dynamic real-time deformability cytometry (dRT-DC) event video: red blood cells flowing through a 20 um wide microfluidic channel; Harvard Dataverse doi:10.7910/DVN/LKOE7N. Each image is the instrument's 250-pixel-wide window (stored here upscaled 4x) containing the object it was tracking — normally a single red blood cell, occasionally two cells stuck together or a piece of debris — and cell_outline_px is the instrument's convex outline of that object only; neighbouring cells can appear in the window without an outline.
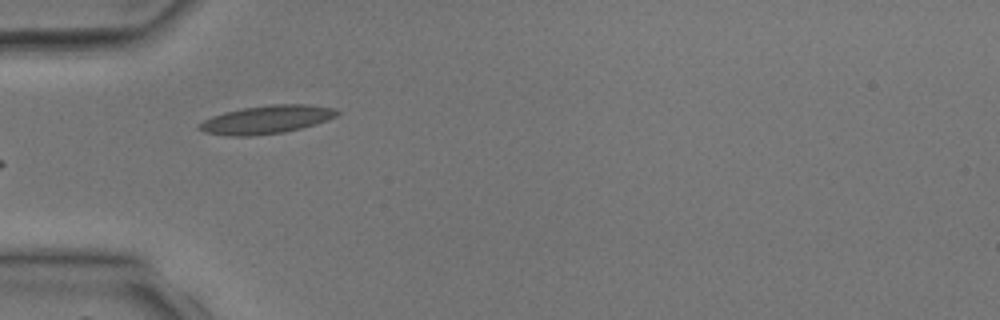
{"species": "common noctule bat (a hibernating species)", "species_latin": "Nyctalus noctula", "temperature_condition": "room temperature", "stored_images_in_passage": 4, "camera_frame_rate_fps": 3000, "um_per_image_px": 0.085, "animal": {"sex": "male", "body_mass_g": 17.9, "forearm_length_mm": 54.2}, "frame": {"image": 1, "passage_image": 4, "time_ms": 4.333, "image_size_px": [1000, 320], "cell_outline_px": [[340, 112], [336, 116], [328, 120], [300, 128], [284, 132], [252, 136], [228, 136], [204, 132], [196, 128], [196, 124], [212, 116], [224, 112], [244, 108], [272, 104], [308, 104], [336, 108]], "centroid_in_image_um": [22.63, 10.16], "position_along_channel_um": 62.4, "area_um2": 22.77}}